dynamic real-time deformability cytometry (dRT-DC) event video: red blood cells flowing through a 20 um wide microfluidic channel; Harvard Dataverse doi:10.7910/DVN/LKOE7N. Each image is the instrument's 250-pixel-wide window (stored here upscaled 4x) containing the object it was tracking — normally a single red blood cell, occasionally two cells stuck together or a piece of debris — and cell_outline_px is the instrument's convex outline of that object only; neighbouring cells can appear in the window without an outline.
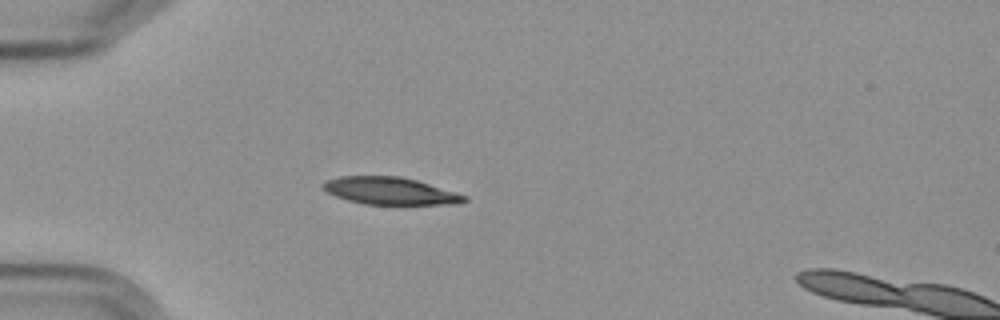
{"species": "Egyptian fruit bat (a non-hibernating species)", "species_latin": "Rousettus aegyptiacus", "temperature_condition": "cold", "stored_images_in_passage": 6, "camera_frame_rate_fps": 3000, "um_per_image_px": 0.085, "frame": {"image": 1, "passage_image": 5, "time_ms": 5.333, "image_size_px": [1000, 320], "cell_outline_px": [[468, 200], [460, 204], [364, 204], [348, 200], [336, 196], [320, 188], [320, 184], [324, 180], [340, 176], [400, 176], [416, 180], [456, 192], [468, 196]], "centroid_in_image_um": [33.13, 16.22], "position_along_channel_um": 51.9, "area_um2": 22.6}}